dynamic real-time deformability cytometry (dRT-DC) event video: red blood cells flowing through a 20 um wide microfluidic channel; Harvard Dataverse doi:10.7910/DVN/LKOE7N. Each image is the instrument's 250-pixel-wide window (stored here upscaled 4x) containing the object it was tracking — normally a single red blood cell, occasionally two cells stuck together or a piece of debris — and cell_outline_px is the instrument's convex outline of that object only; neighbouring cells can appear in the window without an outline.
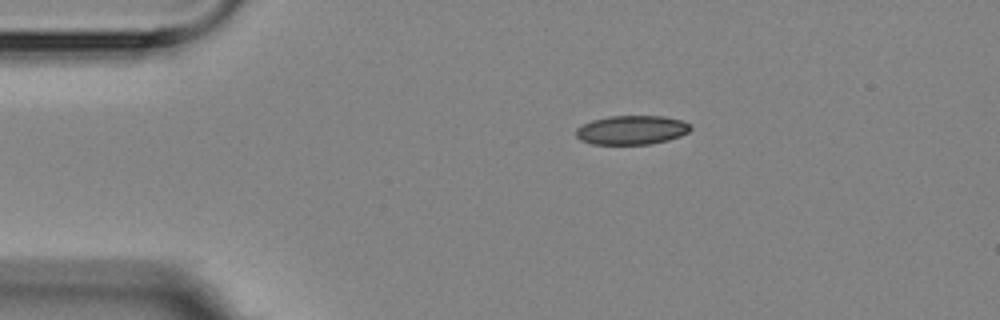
{"species": "Egyptian fruit bat (a non-hibernating species)", "species_latin": "Rousettus aegyptiacus", "temperature_condition": "room temperature", "stored_images_in_passage": 2, "camera_frame_rate_fps": 3000, "um_per_image_px": 0.085, "animal": {"sex": "female"}, "frame": {"image": 1, "passage_image": 1, "time_ms": 0.0, "image_size_px": [1000, 320], "cell_outline_px": [[692, 128], [688, 132], [680, 136], [668, 140], [648, 144], [592, 144], [580, 140], [576, 136], [576, 128], [592, 120], [608, 116], [664, 116], [680, 120], [692, 124]], "centroid_in_image_um": [53.7, 11.05], "position_along_channel_um": 31.3, "area_um2": 19.42}}